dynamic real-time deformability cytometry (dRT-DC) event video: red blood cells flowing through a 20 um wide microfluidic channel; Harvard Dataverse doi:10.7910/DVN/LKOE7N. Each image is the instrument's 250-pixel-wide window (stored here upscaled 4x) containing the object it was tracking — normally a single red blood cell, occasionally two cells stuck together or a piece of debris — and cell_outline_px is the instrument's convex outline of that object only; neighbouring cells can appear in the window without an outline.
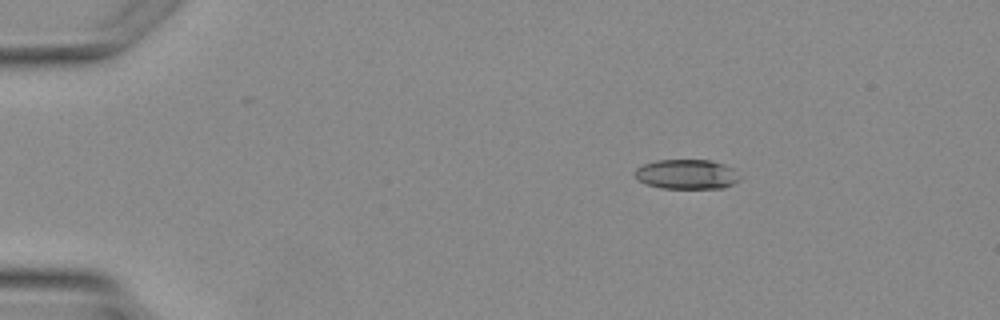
{"species": "Egyptian fruit bat (a non-hibernating species)", "species_latin": "Rousettus aegyptiacus", "temperature_condition": "warm", "stored_images_in_passage": 4, "camera_frame_rate_fps": 3000, "um_per_image_px": 0.085, "animal": {"sex": "female"}, "frame": {"image": 1, "passage_image": 1, "time_ms": 0.0, "image_size_px": [1000, 320], "cell_outline_px": [[740, 180], [724, 188], [660, 188], [644, 184], [636, 180], [632, 172], [636, 168], [644, 164], [656, 160], [708, 160], [724, 164], [732, 168], [740, 176]], "centroid_in_image_um": [58.31, 14.82], "position_along_channel_um": 26.7, "area_um2": 18.38}}
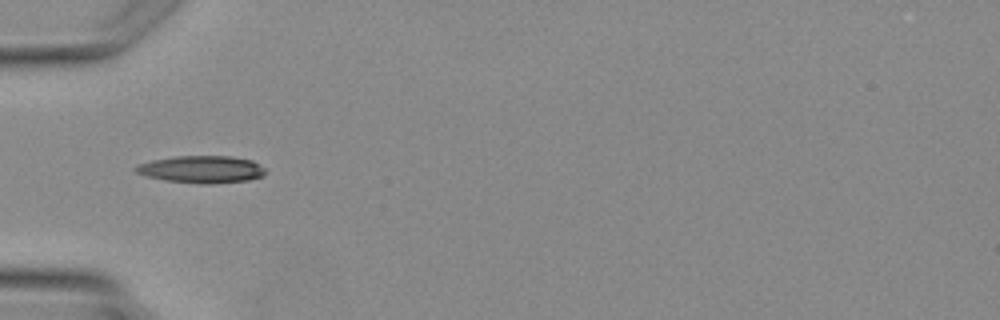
{"frame": {"image": 2, "passage_image": 3, "time_ms": 2.333, "image_size_px": [1000, 320], "cell_outline_px": [[264, 176], [248, 180], [212, 184], [200, 184], [164, 180], [148, 176], [136, 172], [132, 168], [140, 164], [152, 160], [176, 156], [232, 156], [252, 160], [264, 168]], "centroid_in_image_um": [17.14, 14.4], "position_along_channel_um": 67.9, "area_um2": 20.58}}
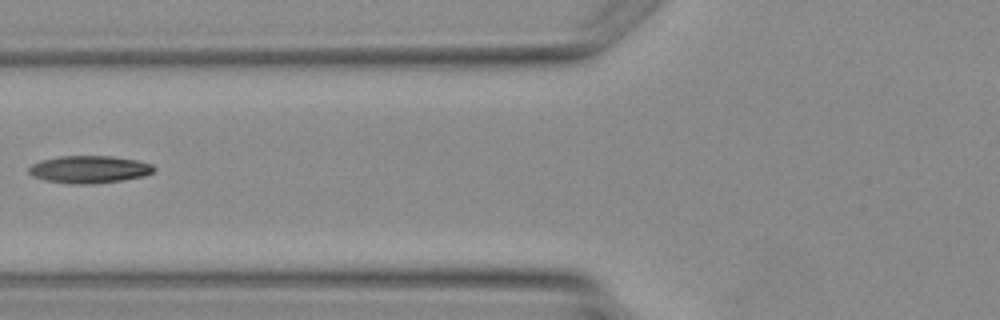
{"frame": {"image": 3, "passage_image": 4, "time_ms": 3.333, "image_size_px": [1000, 320], "cell_outline_px": [[156, 168], [152, 172], [144, 176], [120, 180], [88, 184], [72, 184], [44, 180], [32, 176], [28, 172], [28, 168], [32, 164], [44, 160], [60, 156], [112, 156], [136, 160], [152, 164]], "centroid_in_image_um": [7.57, 14.39], "position_along_channel_um": 118.2, "area_um2": 19.83}}